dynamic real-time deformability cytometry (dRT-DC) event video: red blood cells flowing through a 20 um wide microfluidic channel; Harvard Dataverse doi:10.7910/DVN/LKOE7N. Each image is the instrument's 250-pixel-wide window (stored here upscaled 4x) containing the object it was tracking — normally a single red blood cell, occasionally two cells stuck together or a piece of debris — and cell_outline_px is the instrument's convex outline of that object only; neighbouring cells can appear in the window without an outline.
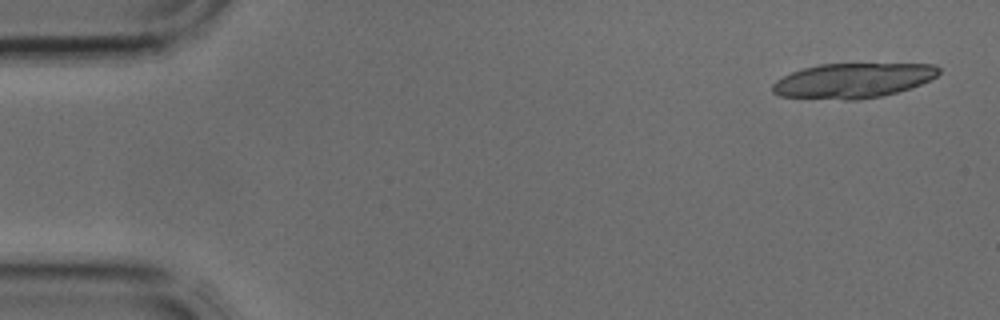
{"species": "common noctule bat (a hibernating species)", "species_latin": "Nyctalus noctula", "temperature_condition": "cold", "stored_images_in_passage": 5, "camera_frame_rate_fps": 3000, "um_per_image_px": 0.085, "animal": {"sex": "male", "body_mass_g": 17.9, "forearm_length_mm": 54.2}, "frame": {"image": 1, "passage_image": 1, "time_ms": 0.0, "image_size_px": [1000, 320], "cell_outline_px": [[940, 72], [936, 76], [920, 84], [896, 92], [880, 96], [860, 100], [844, 100], [780, 96], [772, 92], [772, 84], [776, 80], [792, 72], [804, 68], [820, 64], [936, 64], [940, 68]], "centroid_in_image_um": [72.48, 6.85], "position_along_channel_um": 12.5, "area_um2": 33.58}}